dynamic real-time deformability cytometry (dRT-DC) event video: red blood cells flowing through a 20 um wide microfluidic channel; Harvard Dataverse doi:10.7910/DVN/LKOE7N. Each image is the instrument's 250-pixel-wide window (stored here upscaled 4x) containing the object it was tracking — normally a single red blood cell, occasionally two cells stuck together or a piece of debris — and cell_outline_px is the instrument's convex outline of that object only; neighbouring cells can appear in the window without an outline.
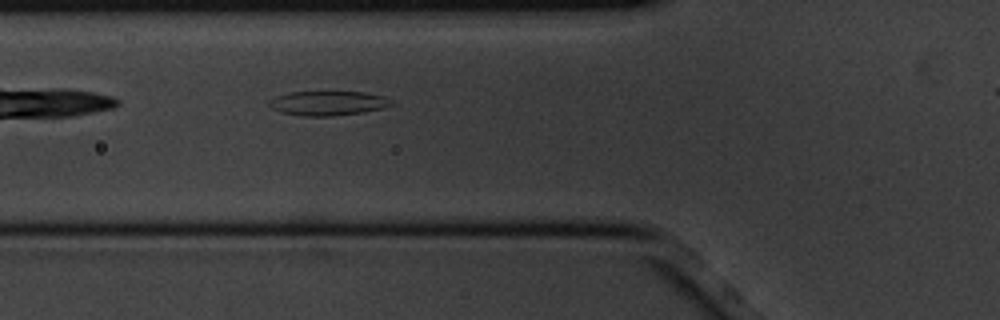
{"species": "common noctule bat (a hibernating species)", "species_latin": "Nyctalus noctula", "temperature_condition": "cold", "stored_images_in_passage": 4, "segment_of_instrument_passage": [1, 2], "camera_frame_rate_fps": 3000, "um_per_image_px": 0.085, "animal": {"sex": "male", "body_mass_g": 20.1, "forearm_length_mm": 53.5}, "frame": {"image": 1, "passage_image": 3, "time_ms": 0.667, "image_size_px": [1000, 320], "cell_outline_px": [[396, 104], [384, 108], [364, 112], [332, 116], [304, 116], [280, 112], [272, 108], [268, 104], [268, 100], [276, 96], [288, 92], [364, 92], [384, 96], [392, 100]], "centroid_in_image_um": [27.9, 8.77], "position_along_channel_um": 97.9, "area_um2": 17.57}}